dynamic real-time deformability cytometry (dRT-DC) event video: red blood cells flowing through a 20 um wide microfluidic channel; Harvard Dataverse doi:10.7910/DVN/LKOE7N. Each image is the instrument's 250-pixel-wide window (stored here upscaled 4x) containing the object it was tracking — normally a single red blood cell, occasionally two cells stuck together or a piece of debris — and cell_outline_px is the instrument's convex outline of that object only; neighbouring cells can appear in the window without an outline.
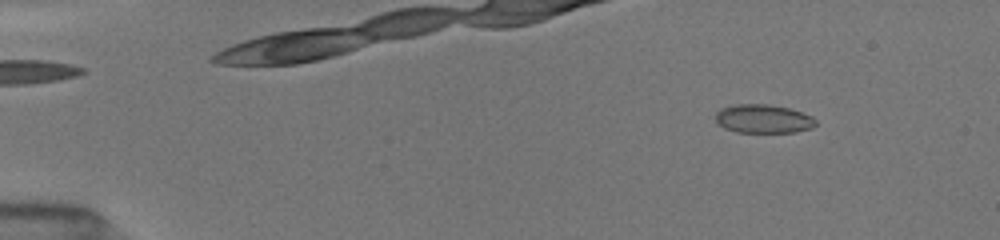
{"species": "common noctule bat (a hibernating species)", "species_latin": "Nyctalus noctula", "temperature_condition": "room temperature", "stored_images_in_passage": 52, "camera_frame_rate_fps": 3000, "um_per_image_px": 0.085, "animal": {"sex": "female", "body_mass_g": 19.5, "forearm_length_mm": 54.1}, "frame": {"image": 1, "passage_image": 7, "time_ms": 2.0, "image_size_px": [1000, 240], "cell_outline_px": [[816, 124], [812, 128], [796, 132], [736, 132], [724, 128], [716, 120], [716, 112], [720, 108], [736, 104], [768, 104], [788, 108], [812, 116], [816, 120]], "centroid_in_image_um": [64.88, 10.1], "position_along_channel_um": 20.1, "area_um2": 16.7}}
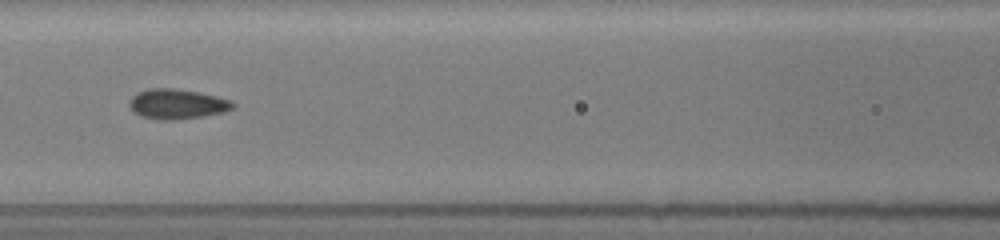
{"frame": {"image": 2, "passage_image": 25, "time_ms": 8.0, "image_size_px": [1000, 240], "cell_outline_px": [[236, 104], [232, 108], [224, 112], [204, 116], [172, 120], [156, 120], [140, 116], [132, 112], [128, 104], [128, 100], [136, 92], [148, 88], [172, 88], [200, 92], [232, 100]], "centroid_in_image_um": [15.01, 8.84], "position_along_channel_um": 151.6, "area_um2": 18.44}}
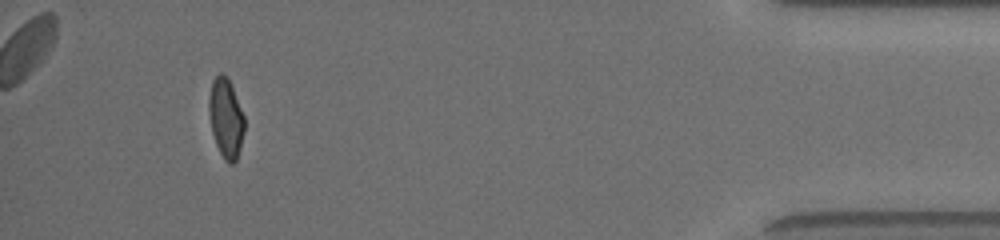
{"frame": {"image": 3, "passage_image": 49, "time_ms": 16.0, "image_size_px": [1000, 240], "cell_outline_px": [[244, 132], [240, 148], [236, 160], [232, 164], [228, 164], [224, 160], [216, 144], [212, 132], [208, 112], [208, 100], [212, 80], [220, 72], [224, 72], [228, 76], [244, 116]], "centroid_in_image_um": [19.19, 10.01], "position_along_channel_um": 416.0, "area_um2": 16.59}, "authors_computed_cell_mechanics": {"area_um2": 17.1088, "velocity_mm_per_s": 4.0297, "shape_relaxation_time_tau1_ms": null, "shape_relaxation_time_tau2_ms": 1.065, "deformation_change_tau1": null, "deformation_change_tau2": 0.0467}}